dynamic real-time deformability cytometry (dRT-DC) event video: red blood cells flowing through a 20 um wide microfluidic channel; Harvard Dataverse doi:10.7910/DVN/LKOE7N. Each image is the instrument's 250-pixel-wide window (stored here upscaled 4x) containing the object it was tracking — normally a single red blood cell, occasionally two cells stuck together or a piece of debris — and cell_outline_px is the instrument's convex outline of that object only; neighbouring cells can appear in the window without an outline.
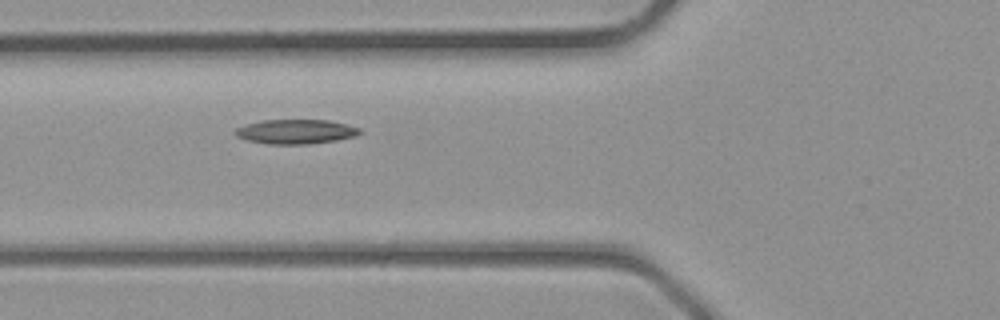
{"species": "common noctule bat (a hibernating species)", "species_latin": "Nyctalus noctula", "temperature_condition": "room temperature", "stored_images_in_passage": 3, "camera_frame_rate_fps": 3000, "um_per_image_px": 0.085, "animal": {"sex": "male", "body_mass_g": 23.1, "forearm_length_mm": 52.7}, "frame": {"image": 1, "passage_image": 2, "time_ms": 0.333, "image_size_px": [1000, 320], "cell_outline_px": [[364, 132], [356, 136], [336, 140], [308, 144], [268, 144], [248, 140], [236, 136], [232, 132], [236, 128], [248, 124], [264, 120], [328, 120], [360, 128]], "centroid_in_image_um": [25.15, 11.19], "position_along_channel_um": 100.6, "area_um2": 17.69}}
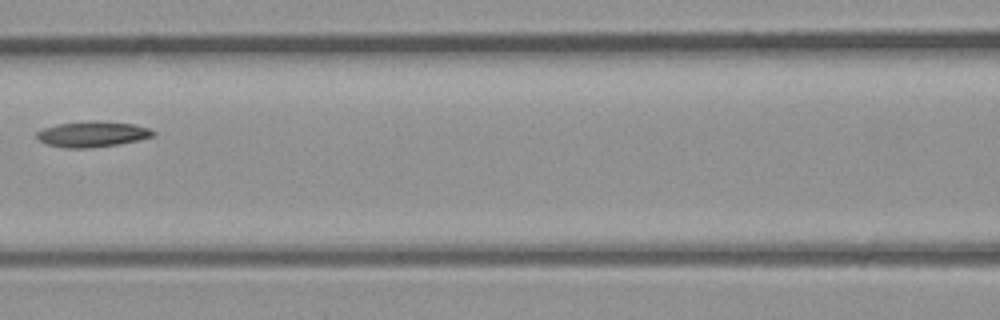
{"frame": {"image": 2, "passage_image": 3, "time_ms": 0.667, "image_size_px": [1000, 320], "cell_outline_px": [[156, 132], [152, 136], [136, 140], [116, 144], [88, 148], [68, 148], [48, 144], [40, 140], [36, 136], [36, 132], [44, 128], [60, 124], [132, 124], [148, 128]], "centroid_in_image_um": [7.82, 11.46], "position_along_channel_um": 158.8, "area_um2": 15.9}}